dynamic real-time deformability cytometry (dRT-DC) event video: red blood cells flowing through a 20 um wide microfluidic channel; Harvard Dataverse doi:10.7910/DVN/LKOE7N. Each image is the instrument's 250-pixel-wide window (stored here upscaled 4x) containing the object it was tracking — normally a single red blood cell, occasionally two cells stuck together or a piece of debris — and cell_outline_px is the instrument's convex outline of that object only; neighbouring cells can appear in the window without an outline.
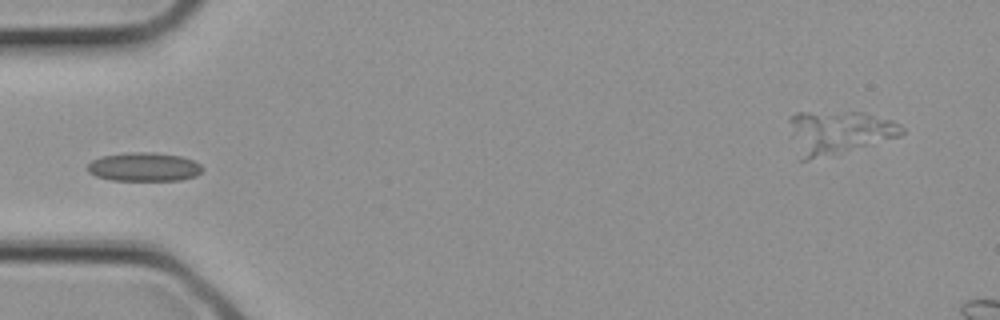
{"species": "common noctule bat (a hibernating species)", "species_latin": "Nyctalus noctula", "temperature_condition": "cold", "stored_images_in_passage": 2, "camera_frame_rate_fps": 3000, "um_per_image_px": 0.085, "animal": {"sex": "female", "body_mass_g": 21.9}, "frame": {"image": 1, "passage_image": 2, "time_ms": 0.333, "image_size_px": [1000, 320], "cell_outline_px": [[204, 168], [196, 176], [180, 180], [112, 180], [96, 176], [88, 172], [88, 164], [92, 160], [100, 156], [128, 152], [152, 152], [180, 156], [192, 160], [200, 164]], "centroid_in_image_um": [12.23, 14.18], "position_along_channel_um": 72.8, "area_um2": 19.25}}